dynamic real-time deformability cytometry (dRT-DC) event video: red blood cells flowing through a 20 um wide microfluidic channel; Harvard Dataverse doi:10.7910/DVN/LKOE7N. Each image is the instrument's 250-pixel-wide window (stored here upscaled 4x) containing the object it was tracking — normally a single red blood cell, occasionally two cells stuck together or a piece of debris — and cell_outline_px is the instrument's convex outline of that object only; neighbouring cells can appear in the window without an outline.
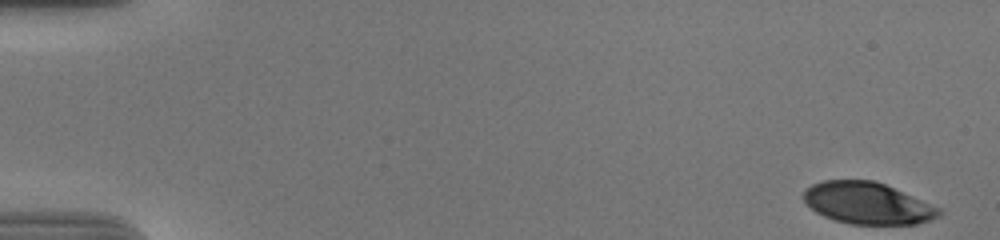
{"species": "human", "species_latin": "Homo sapiens", "temperature_condition": "cold", "stored_images_in_passage": 55, "camera_frame_rate_fps": 3000, "um_per_image_px": 0.085, "donor": {"sex": "male"}, "frame": {"image": 1, "passage_image": 1, "time_ms": 0.0, "image_size_px": [1000, 240], "cell_outline_px": [[944, 212], [940, 216], [916, 224], [848, 224], [824, 216], [816, 212], [804, 200], [804, 188], [812, 184], [824, 180], [872, 180], [884, 184], [940, 208]], "centroid_in_image_um": [73.73, 17.27], "position_along_channel_um": 11.3, "area_um2": 32.66}}
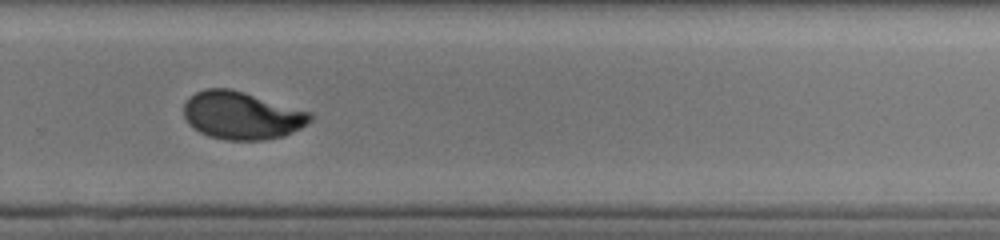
{"frame": {"image": 2, "passage_image": 38, "time_ms": 12.333, "image_size_px": [1000, 240], "cell_outline_px": [[312, 120], [300, 128], [284, 136], [264, 140], [224, 140], [208, 136], [192, 128], [188, 124], [184, 116], [184, 104], [188, 96], [204, 88], [228, 88], [244, 92], [312, 112]], "centroid_in_image_um": [20.52, 9.81], "position_along_channel_um": 309.3, "area_um2": 35.43}}
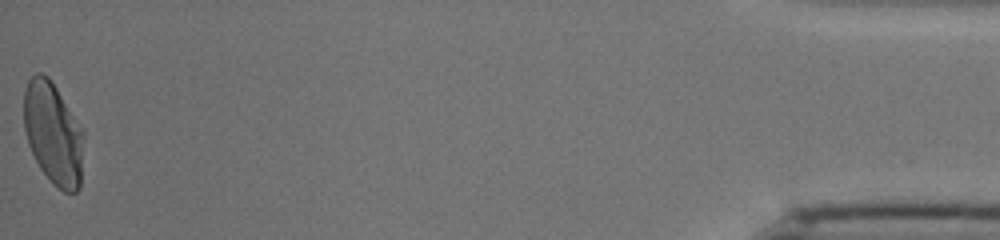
{"frame": {"image": 3, "passage_image": 55, "time_ms": 18.0, "image_size_px": [1000, 240], "cell_outline_px": [[84, 136], [80, 188], [76, 192], [64, 192], [52, 184], [40, 168], [28, 144], [24, 128], [24, 88], [28, 80], [36, 72], [40, 72], [48, 76], [56, 88], [84, 132]], "centroid_in_image_um": [4.52, 11.36], "position_along_channel_um": 430.7, "area_um2": 35.66}, "authors_computed_cell_mechanics": {"area_um2": 35.4892, "velocity_mm_per_s": 3.7063, "shape_relaxation_time_tau1_ms": 5.6802, "shape_relaxation_time_tau2_ms": 1.2021, "deformation_change_tau1": 0.2012, "deformation_change_tau2": 0.0464}}